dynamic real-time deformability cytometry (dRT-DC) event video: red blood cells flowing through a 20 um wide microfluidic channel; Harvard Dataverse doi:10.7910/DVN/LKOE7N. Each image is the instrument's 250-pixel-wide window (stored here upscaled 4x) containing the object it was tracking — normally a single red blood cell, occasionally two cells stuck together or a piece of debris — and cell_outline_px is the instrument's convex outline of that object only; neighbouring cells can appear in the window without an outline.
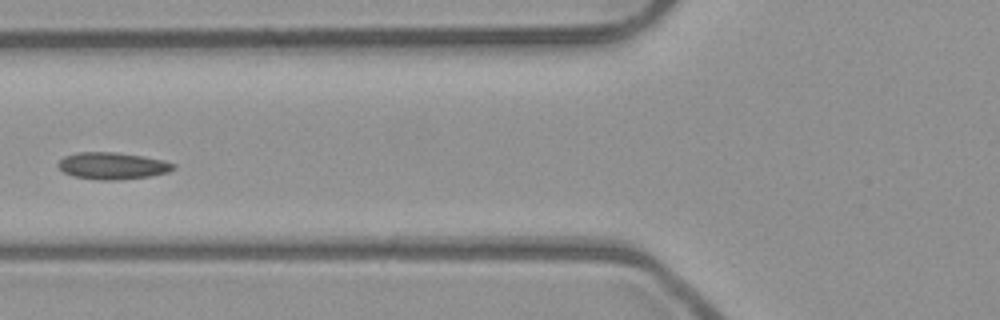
{"species": "common noctule bat (a hibernating species)", "species_latin": "Nyctalus noctula", "temperature_condition": "room temperature", "stored_images_in_passage": 5, "camera_frame_rate_fps": 3000, "um_per_image_px": 0.085, "animal": {"sex": "male", "body_mass_g": 23.1, "forearm_length_mm": 52.7}, "frame": {"image": 1, "passage_image": 5, "time_ms": 1.333, "image_size_px": [1000, 320], "cell_outline_px": [[176, 168], [168, 172], [148, 176], [120, 180], [100, 180], [72, 176], [64, 172], [56, 164], [64, 156], [76, 152], [116, 152], [144, 156], [164, 160], [176, 164]], "centroid_in_image_um": [9.56, 14.09], "position_along_channel_um": 116.2, "area_um2": 18.21}}